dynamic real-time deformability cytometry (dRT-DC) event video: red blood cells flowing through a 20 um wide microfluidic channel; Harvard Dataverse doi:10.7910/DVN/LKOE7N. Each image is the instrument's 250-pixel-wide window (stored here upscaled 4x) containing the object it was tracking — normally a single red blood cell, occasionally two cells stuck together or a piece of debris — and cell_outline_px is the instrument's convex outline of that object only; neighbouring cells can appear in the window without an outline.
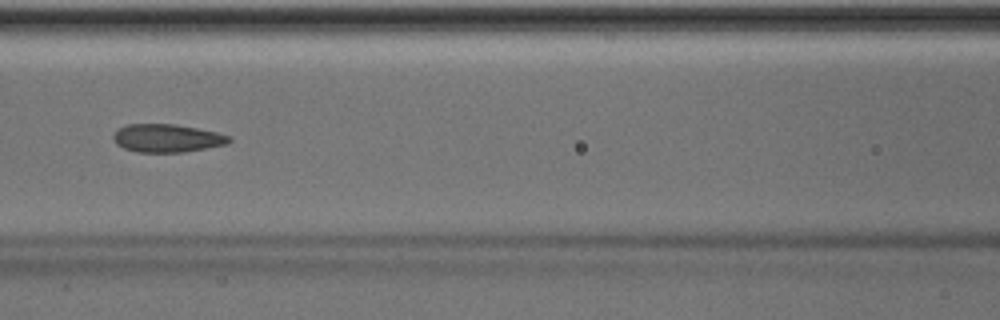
{"species": "Egyptian fruit bat (a non-hibernating species)", "species_latin": "Rousettus aegyptiacus", "temperature_condition": "room temperature", "stored_images_in_passage": 50, "camera_frame_rate_fps": 3000, "um_per_image_px": 0.085, "animal": {"sex": "male"}, "frame": {"image": 1, "passage_image": 22, "time_ms": 7.0, "image_size_px": [1000, 320], "cell_outline_px": [[232, 140], [228, 144], [184, 152], [136, 152], [124, 148], [116, 144], [112, 140], [112, 136], [120, 128], [128, 124], [176, 124], [216, 132], [232, 136]], "centroid_in_image_um": [14.21, 11.75], "position_along_channel_um": 152.4, "area_um2": 19.02}}
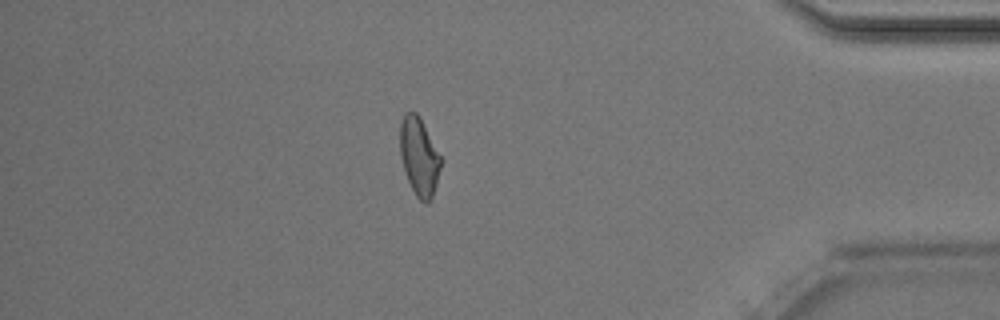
{"frame": {"image": 2, "passage_image": 43, "time_ms": 14.0, "image_size_px": [1000, 320], "cell_outline_px": [[440, 168], [436, 184], [432, 196], [428, 204], [424, 204], [416, 196], [408, 180], [400, 156], [400, 124], [404, 112], [416, 112], [420, 116], [440, 156]], "centroid_in_image_um": [35.61, 13.29], "position_along_channel_um": 399.6, "area_um2": 18.32}, "authors_computed_cell_mechanics": {"area_um2": 19.2185, "velocity_mm_per_s": 4.0514, "shape_relaxation_time_tau1_ms": 7.7572, "shape_relaxation_time_tau2_ms": 2.0988, "deformation_change_tau1": 0.1606, "deformation_change_tau2": 0.0806}}